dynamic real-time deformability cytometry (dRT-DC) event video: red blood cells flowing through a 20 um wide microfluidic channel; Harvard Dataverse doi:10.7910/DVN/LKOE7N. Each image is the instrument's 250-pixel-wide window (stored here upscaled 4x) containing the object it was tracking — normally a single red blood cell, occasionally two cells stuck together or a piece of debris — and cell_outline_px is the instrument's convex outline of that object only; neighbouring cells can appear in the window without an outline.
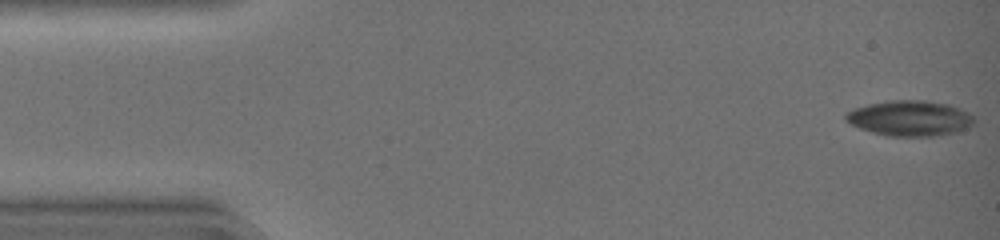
{"species": "common noctule bat (a hibernating species)", "species_latin": "Nyctalus noctula", "temperature_condition": "warm", "stored_images_in_passage": 45, "camera_frame_rate_fps": 3000, "um_per_image_px": 0.085, "animal": {"sex": "female", "body_mass_g": 19.0, "forearm_length_mm": 51.5}, "frame": {"image": 1, "passage_image": 1, "time_ms": 0.0, "image_size_px": [1000, 240], "cell_outline_px": [[972, 124], [956, 132], [932, 136], [888, 136], [872, 132], [860, 128], [844, 120], [844, 112], [868, 104], [892, 100], [924, 100], [948, 104], [968, 112], [972, 116]], "centroid_in_image_um": [77.28, 10.04], "position_along_channel_um": 7.7, "area_um2": 26.24}}
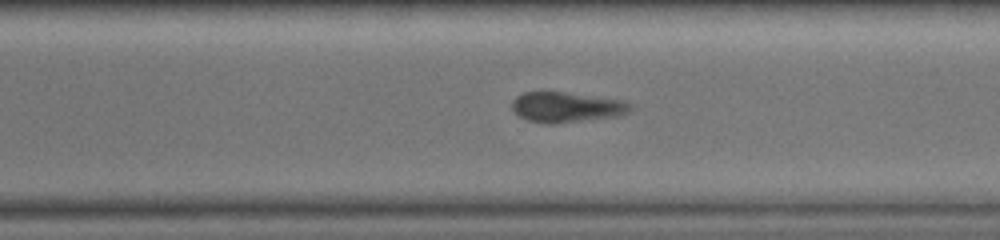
{"frame": {"image": 2, "passage_image": 32, "time_ms": 10.333, "image_size_px": [1000, 240], "cell_outline_px": [[636, 104], [628, 112], [620, 116], [556, 124], [544, 124], [528, 120], [520, 116], [512, 108], [512, 100], [516, 96], [524, 92], [540, 88], [628, 100]], "centroid_in_image_um": [48.19, 9.06], "position_along_channel_um": 322.4, "area_um2": 22.14}}
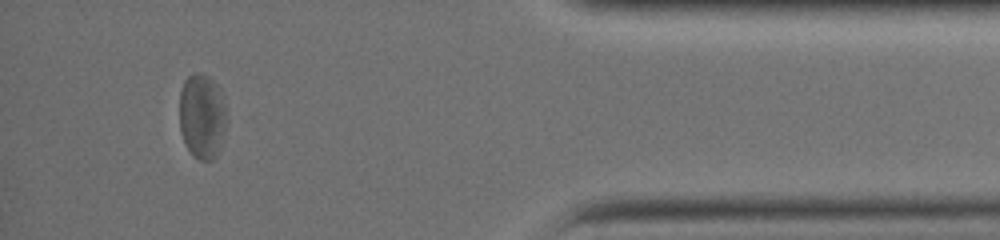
{"frame": {"image": 3, "passage_image": 41, "time_ms": 13.333, "image_size_px": [1000, 240], "cell_outline_px": [[228, 120], [224, 136], [216, 156], [212, 160], [200, 160], [192, 156], [180, 132], [180, 92], [184, 80], [192, 72], [200, 72], [208, 76], [220, 88], [224, 96]], "centroid_in_image_um": [17.21, 9.86], "position_along_channel_um": 418.0, "area_um2": 23.99}, "authors_computed_cell_mechanics": {"area_um2": 24.9118, "velocity_mm_per_s": 4.3185, "shape_relaxation_time_tau1_ms": 1.6198, "shape_relaxation_time_tau2_ms": 7.5571, "deformation_change_tau1": 0.0632, "deformation_change_tau2": 0.161}}